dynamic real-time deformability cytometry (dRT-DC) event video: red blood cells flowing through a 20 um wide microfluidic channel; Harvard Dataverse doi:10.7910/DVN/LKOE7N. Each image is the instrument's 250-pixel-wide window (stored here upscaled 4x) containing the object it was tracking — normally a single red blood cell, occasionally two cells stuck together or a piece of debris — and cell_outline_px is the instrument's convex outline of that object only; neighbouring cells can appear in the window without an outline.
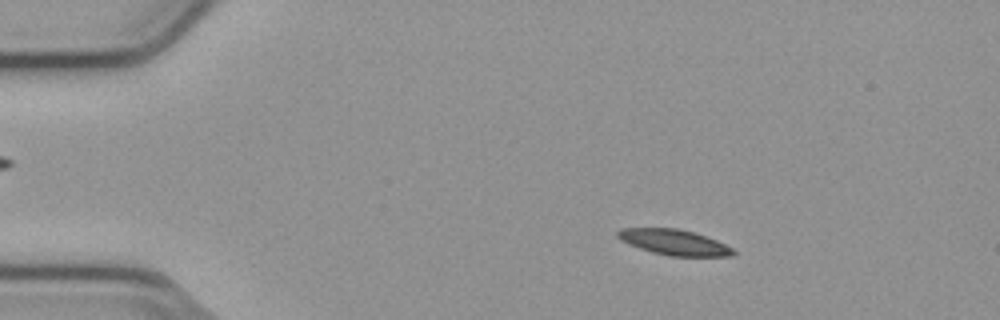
{"species": "common noctule bat (a hibernating species)", "species_latin": "Nyctalus noctula", "temperature_condition": "cold", "stored_images_in_passage": 54, "camera_frame_rate_fps": 3000, "um_per_image_px": 0.085, "animal": {"sex": "male", "body_mass_g": 23.1, "forearm_length_mm": 52.7}, "frame": {"image": 1, "passage_image": 9, "time_ms": 2.667, "image_size_px": [1000, 320], "cell_outline_px": [[736, 256], [668, 256], [652, 252], [628, 244], [620, 240], [616, 236], [616, 232], [620, 228], [676, 228], [692, 232], [716, 240], [732, 248], [736, 252]], "centroid_in_image_um": [57.27, 20.6], "position_along_channel_um": 27.7, "area_um2": 17.17}}
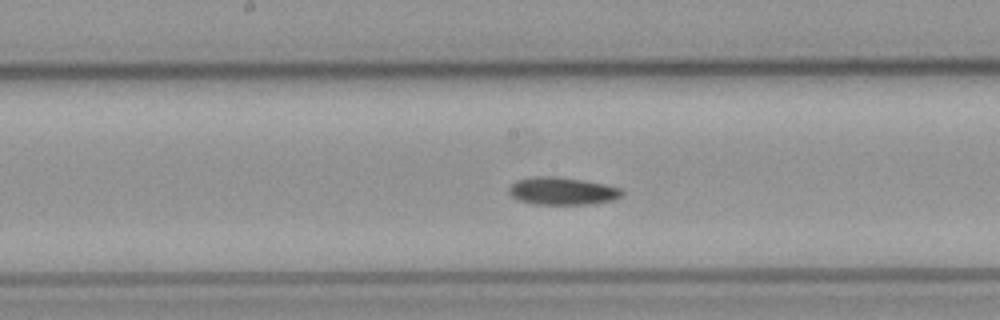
{"frame": {"image": 2, "passage_image": 28, "time_ms": 9.0, "image_size_px": [1000, 320], "cell_outline_px": [[624, 196], [612, 200], [592, 204], [532, 204], [520, 200], [512, 196], [508, 192], [508, 188], [516, 180], [536, 176], [552, 176], [584, 180], [604, 184], [620, 188], [624, 192]], "centroid_in_image_um": [47.81, 16.24], "position_along_channel_um": 200.4, "area_um2": 18.21}}
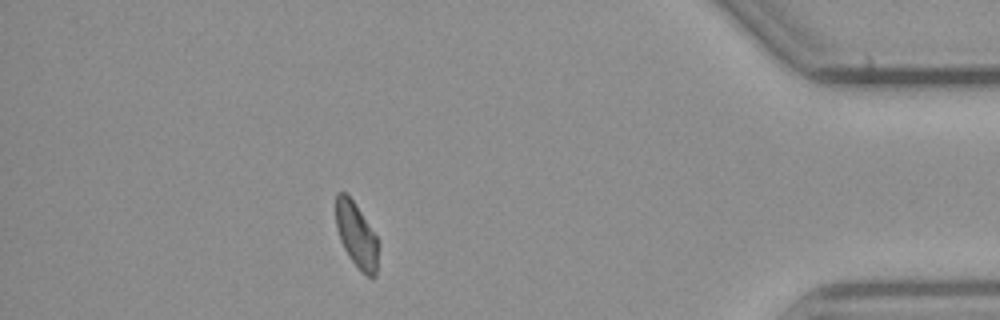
{"frame": {"image": 3, "passage_image": 48, "time_ms": 15.667, "image_size_px": [1000, 320], "cell_outline_px": [[376, 276], [372, 280], [360, 272], [344, 248], [340, 240], [336, 228], [336, 192], [344, 192], [352, 200], [376, 236]], "centroid_in_image_um": [30.26, 20.02], "position_along_channel_um": 404.9, "area_um2": 15.61}, "authors_computed_cell_mechanics": {"area_um2": 17.6001, "velocity_mm_per_s": 3.7812, "shape_relaxation_time_tau1_ms": null, "shape_relaxation_time_tau2_ms": 8.5235, "deformation_change_tau1": null, "deformation_change_tau2": 0.1593}}